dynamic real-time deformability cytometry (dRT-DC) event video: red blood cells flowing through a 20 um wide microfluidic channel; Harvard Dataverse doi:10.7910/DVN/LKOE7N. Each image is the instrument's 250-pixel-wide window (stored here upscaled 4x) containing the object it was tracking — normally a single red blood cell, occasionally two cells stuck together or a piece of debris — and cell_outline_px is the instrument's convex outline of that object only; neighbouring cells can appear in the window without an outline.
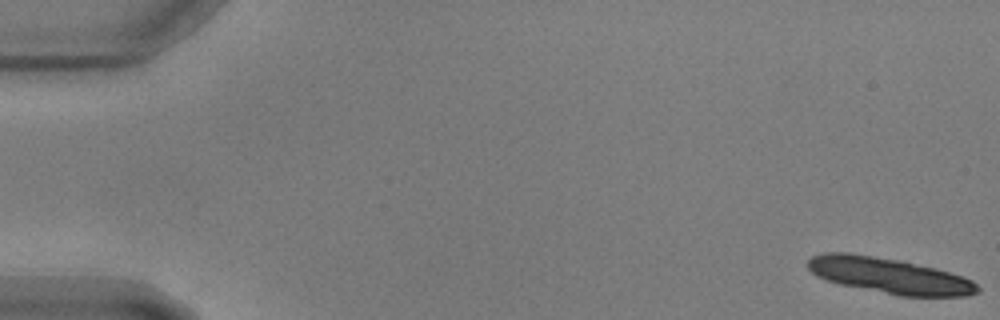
{"species": "common noctule bat (a hibernating species)", "species_latin": "Nyctalus noctula", "temperature_condition": "warm", "stored_images_in_passage": 16, "camera_frame_rate_fps": 3000, "um_per_image_px": 0.085, "animal": {"sex": "male", "body_mass_g": 17.9, "forearm_length_mm": 54.2}, "frame": {"image": 1, "passage_image": 1, "time_ms": 0.0, "image_size_px": [1000, 320], "cell_outline_px": [[980, 292], [968, 296], [900, 296], [840, 284], [816, 276], [808, 268], [808, 260], [812, 256], [824, 252], [848, 252], [900, 260], [936, 268], [972, 280], [980, 288]], "centroid_in_image_um": [75.59, 23.42], "position_along_channel_um": 9.4, "area_um2": 35.2}}